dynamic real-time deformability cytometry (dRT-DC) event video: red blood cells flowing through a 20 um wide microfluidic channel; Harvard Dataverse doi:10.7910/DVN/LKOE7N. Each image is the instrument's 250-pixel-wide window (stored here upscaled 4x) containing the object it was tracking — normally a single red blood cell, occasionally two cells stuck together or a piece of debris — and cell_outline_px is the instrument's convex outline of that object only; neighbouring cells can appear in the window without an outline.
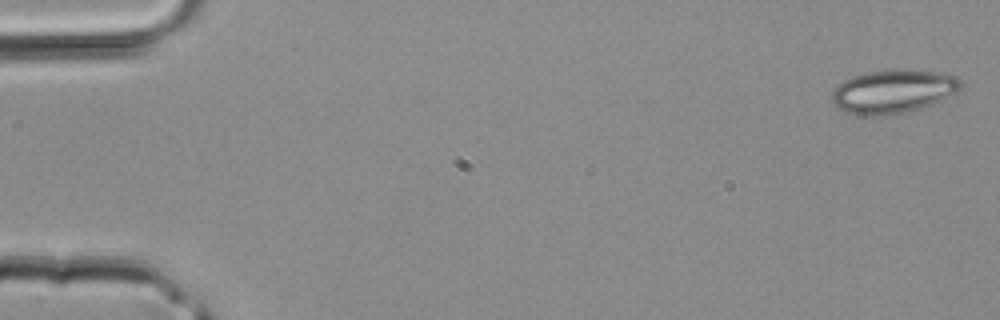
{"species": "common noctule bat (a hibernating species)", "species_latin": "Nyctalus noctula", "temperature_condition": "room temperature", "stored_images_in_passage": 40, "camera_frame_rate_fps": 3000, "um_per_image_px": 0.085, "animal": {"sex": "male", "body_mass_g": 20.4}, "frame": {"image": 1, "passage_image": 1, "time_ms": 0.0, "image_size_px": [1000, 320], "cell_outline_px": [[960, 88], [956, 92], [940, 100], [920, 108], [904, 112], [884, 116], [864, 116], [848, 112], [836, 108], [832, 100], [832, 88], [836, 84], [852, 76], [864, 72], [900, 68], [940, 72], [956, 76], [960, 80]], "centroid_in_image_um": [75.86, 7.75], "position_along_channel_um": 9.1, "area_um2": 33.0}}
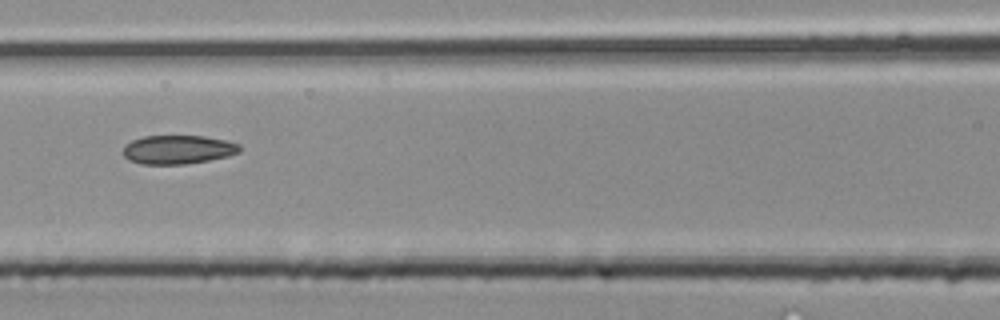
{"frame": {"image": 2, "passage_image": 18, "time_ms": 5.667, "image_size_px": [1000, 320], "cell_outline_px": [[240, 152], [228, 156], [208, 160], [184, 164], [140, 164], [128, 160], [124, 156], [124, 148], [132, 140], [144, 136], [204, 136], [224, 140], [240, 144]], "centroid_in_image_um": [15.13, 12.72], "position_along_channel_um": 151.5, "area_um2": 19.42}}
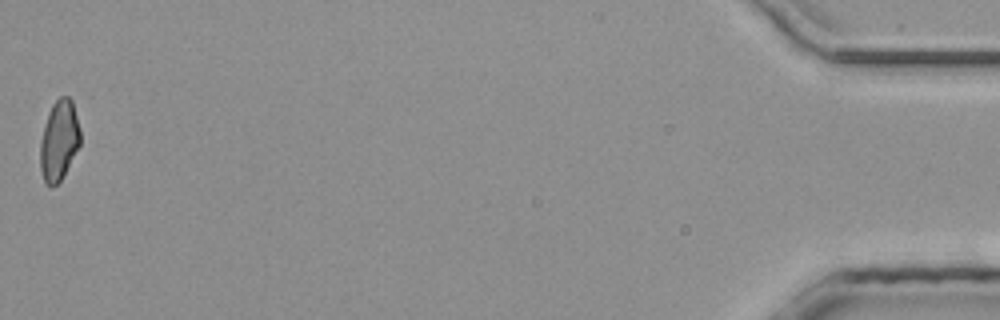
{"frame": {"image": 3, "passage_image": 40, "time_ms": 13.0, "image_size_px": [1000, 320], "cell_outline_px": [[80, 144], [60, 180], [52, 188], [44, 184], [40, 168], [40, 144], [48, 112], [52, 104], [60, 96], [68, 96], [72, 100], [80, 128]], "centroid_in_image_um": [5.01, 11.94], "position_along_channel_um": 430.2, "area_um2": 18.61}}